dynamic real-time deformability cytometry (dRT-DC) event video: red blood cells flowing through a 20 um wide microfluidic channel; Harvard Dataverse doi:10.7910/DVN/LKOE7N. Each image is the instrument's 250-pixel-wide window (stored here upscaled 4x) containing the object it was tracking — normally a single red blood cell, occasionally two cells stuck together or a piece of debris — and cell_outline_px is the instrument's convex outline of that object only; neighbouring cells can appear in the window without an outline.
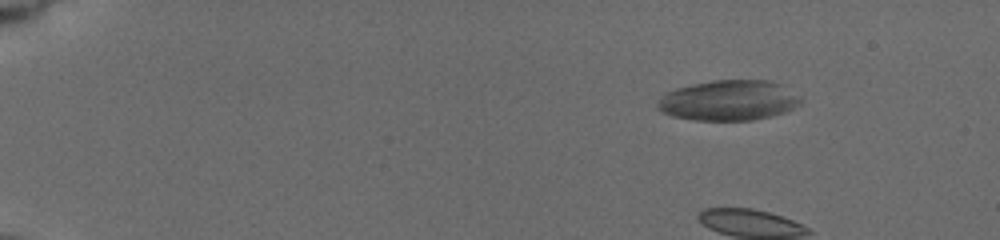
{"species": "common noctule bat (a hibernating species)", "species_latin": "Nyctalus noctula", "temperature_condition": "cold", "stored_images_in_passage": 11, "camera_frame_rate_fps": 3000, "um_per_image_px": 0.085, "animal": {"sex": "female", "body_mass_g": 19.5, "forearm_length_mm": 54.1}, "frame": {"image": 1, "passage_image": 4, "time_ms": 2.333, "image_size_px": [1000, 240], "cell_outline_px": [[804, 100], [800, 104], [784, 112], [772, 116], [752, 120], [696, 120], [672, 116], [660, 112], [656, 108], [656, 100], [660, 96], [676, 88], [692, 84], [712, 80], [768, 80], [780, 84], [800, 96]], "centroid_in_image_um": [61.91, 8.53], "position_along_channel_um": 23.1, "area_um2": 33.87}}